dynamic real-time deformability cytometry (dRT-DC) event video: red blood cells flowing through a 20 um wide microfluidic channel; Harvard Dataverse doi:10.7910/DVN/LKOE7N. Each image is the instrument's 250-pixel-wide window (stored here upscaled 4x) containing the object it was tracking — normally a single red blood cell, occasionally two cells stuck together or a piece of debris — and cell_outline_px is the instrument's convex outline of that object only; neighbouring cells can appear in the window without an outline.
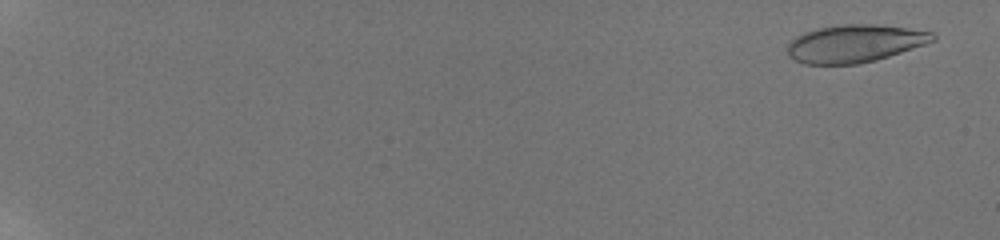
{"species": "human", "species_latin": "Homo sapiens", "temperature_condition": "room temperature", "stored_images_in_passage": 53, "camera_frame_rate_fps": 3000, "um_per_image_px": 0.085, "donor": {"sex": "male"}, "frame": {"image": 1, "passage_image": 3, "time_ms": 0.667, "image_size_px": [1000, 240], "cell_outline_px": [[936, 40], [876, 60], [856, 64], [804, 64], [788, 56], [788, 44], [796, 36], [804, 32], [820, 28], [840, 24], [880, 24], [908, 28], [932, 32], [936, 36]], "centroid_in_image_um": [72.65, 3.69], "position_along_channel_um": 12.4, "area_um2": 31.73}}
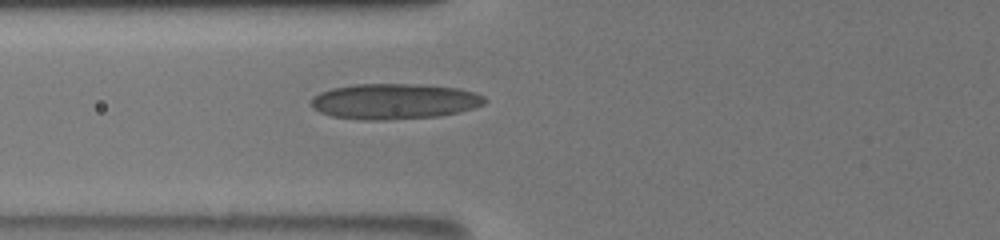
{"frame": {"image": 2, "passage_image": 26, "time_ms": 8.667, "image_size_px": [1000, 240], "cell_outline_px": [[488, 100], [484, 104], [460, 112], [440, 116], [384, 120], [364, 120], [332, 116], [320, 112], [312, 108], [312, 96], [320, 92], [332, 88], [356, 84], [424, 84], [460, 88], [476, 92], [484, 96]], "centroid_in_image_um": [33.55, 8.61], "position_along_channel_um": 92.2, "area_um2": 36.3}}
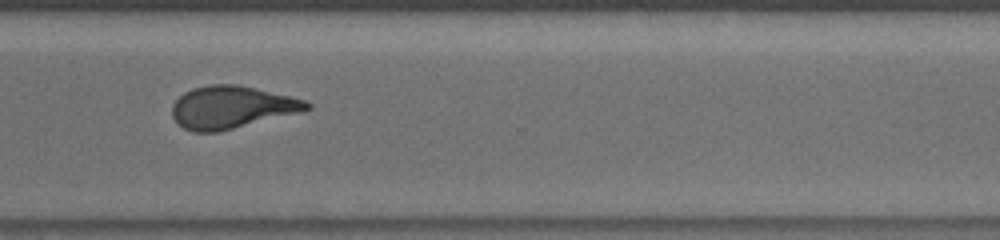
{"frame": {"image": 3, "passage_image": 45, "time_ms": 15.333, "image_size_px": [1000, 240], "cell_outline_px": [[312, 108], [300, 112], [216, 132], [192, 132], [184, 128], [172, 116], [172, 104], [184, 92], [192, 88], [208, 84], [236, 84], [288, 96], [304, 100], [312, 104]], "centroid_in_image_um": [19.65, 9.11], "position_along_channel_um": 350.9, "area_um2": 32.89}, "authors_computed_cell_mechanics": {"area_um2": 32.8882, "velocity_mm_per_s": 3.8861, "shape_relaxation_time_tau1_ms": null, "shape_relaxation_time_tau2_ms": 1.5309, "deformation_change_tau1": null, "deformation_change_tau2": 0.1003}}